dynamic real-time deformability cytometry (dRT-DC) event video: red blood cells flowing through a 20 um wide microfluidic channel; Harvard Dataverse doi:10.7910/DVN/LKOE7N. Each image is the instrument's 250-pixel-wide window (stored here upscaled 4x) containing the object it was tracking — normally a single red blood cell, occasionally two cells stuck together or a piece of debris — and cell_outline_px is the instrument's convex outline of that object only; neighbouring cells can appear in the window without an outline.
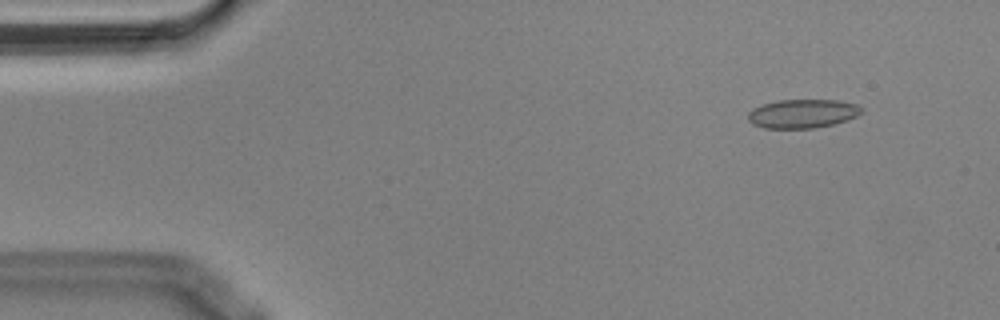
{"species": "Egyptian fruit bat (a non-hibernating species)", "species_latin": "Rousettus aegyptiacus", "temperature_condition": "cold", "stored_images_in_passage": 55, "segment_of_instrument_passage": [1, 2], "camera_frame_rate_fps": 3000, "um_per_image_px": 0.085, "animal": {"sex": "male"}, "frame": {"image": 1, "passage_image": 5, "time_ms": 1.333, "image_size_px": [1000, 320], "cell_outline_px": [[860, 112], [856, 116], [832, 124], [816, 128], [764, 128], [752, 124], [748, 120], [748, 112], [752, 108], [764, 104], [780, 100], [840, 100], [856, 104], [860, 108]], "centroid_in_image_um": [68.16, 9.66], "position_along_channel_um": 16.8, "area_um2": 18.84}}
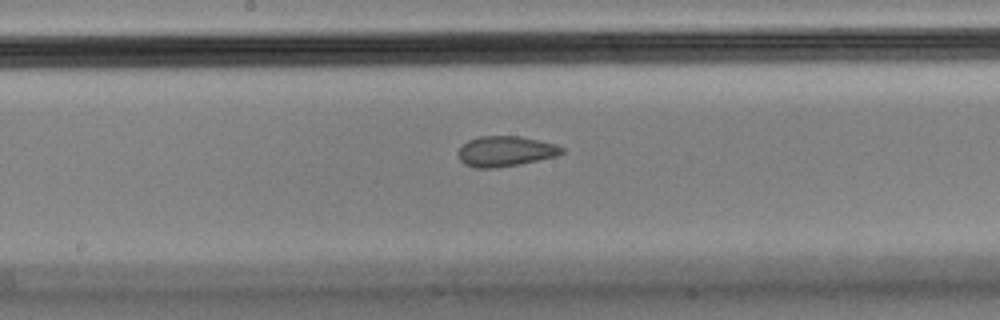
{"frame": {"image": 2, "passage_image": 28, "time_ms": 9.0, "image_size_px": [1000, 320], "cell_outline_px": [[564, 152], [556, 156], [520, 164], [496, 168], [476, 168], [464, 164], [460, 160], [456, 152], [468, 140], [480, 136], [520, 136], [556, 144], [564, 148]], "centroid_in_image_um": [42.95, 12.86], "position_along_channel_um": 205.3, "area_um2": 18.38}}
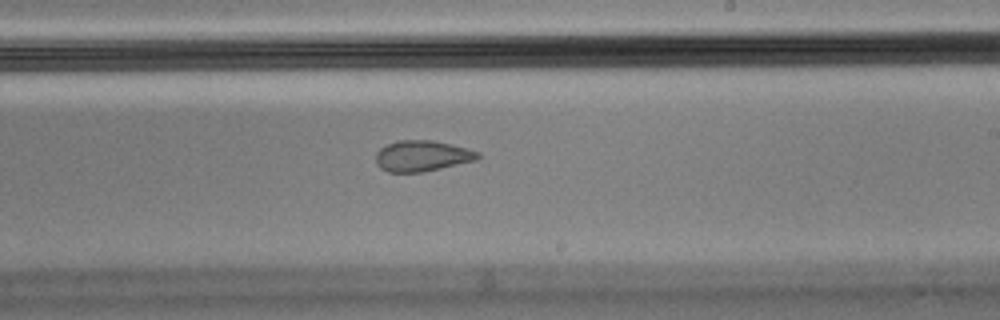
{"frame": {"image": 3, "passage_image": 32, "time_ms": 10.333, "image_size_px": [1000, 320], "cell_outline_px": [[480, 156], [476, 160], [424, 172], [388, 172], [380, 168], [376, 164], [376, 152], [380, 148], [396, 140], [432, 140], [452, 144], [480, 152]], "centroid_in_image_um": [35.87, 13.25], "position_along_channel_um": 253.1, "area_um2": 18.44}}